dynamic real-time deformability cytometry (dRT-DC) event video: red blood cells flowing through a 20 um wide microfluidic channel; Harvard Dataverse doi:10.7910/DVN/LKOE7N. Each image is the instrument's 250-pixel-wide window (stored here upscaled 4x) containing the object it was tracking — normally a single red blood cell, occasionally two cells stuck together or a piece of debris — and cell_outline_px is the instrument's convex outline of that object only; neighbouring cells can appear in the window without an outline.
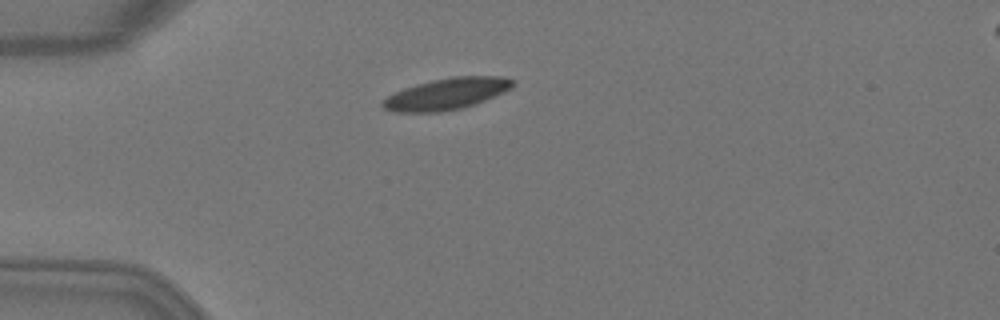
{"species": "Egyptian fruit bat (a non-hibernating species)", "species_latin": "Rousettus aegyptiacus", "temperature_condition": "warm", "stored_images_in_passage": 2, "camera_frame_rate_fps": 3000, "um_per_image_px": 0.085, "animal": {"sex": "female"}, "frame": {"image": 1, "passage_image": 2, "time_ms": 0.333, "image_size_px": [1000, 320], "cell_outline_px": [[516, 84], [512, 88], [504, 92], [476, 104], [460, 108], [440, 112], [396, 112], [384, 108], [380, 104], [380, 100], [404, 88], [416, 84], [432, 80], [452, 76], [504, 76], [516, 80]], "centroid_in_image_um": [38.0, 7.97], "position_along_channel_um": 47.0, "area_um2": 24.04}}